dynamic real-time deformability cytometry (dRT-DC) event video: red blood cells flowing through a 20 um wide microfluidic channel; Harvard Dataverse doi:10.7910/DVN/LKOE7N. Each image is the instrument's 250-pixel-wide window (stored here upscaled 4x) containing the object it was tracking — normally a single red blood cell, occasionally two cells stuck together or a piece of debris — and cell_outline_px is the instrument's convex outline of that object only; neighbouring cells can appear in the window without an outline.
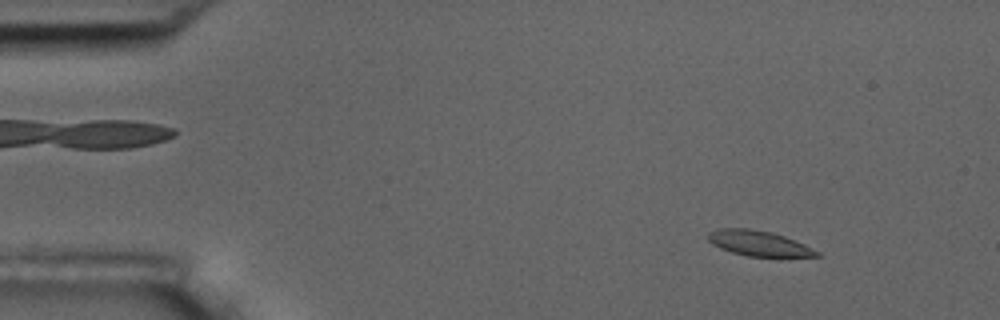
{"species": "common noctule bat (a hibernating species)", "species_latin": "Nyctalus noctula", "temperature_condition": "room temperature", "stored_images_in_passage": 55, "camera_frame_rate_fps": 3000, "um_per_image_px": 0.085, "animal": {"sex": "male", "body_mass_g": 17.5, "forearm_length_mm": 52.3}, "frame": {"image": 1, "passage_image": 6, "time_ms": 1.667, "image_size_px": [1000, 320], "cell_outline_px": [[820, 256], [748, 256], [732, 252], [720, 248], [712, 244], [708, 240], [708, 232], [720, 228], [748, 228], [772, 232], [784, 236], [804, 244], [820, 252]], "centroid_in_image_um": [64.46, 20.67], "position_along_channel_um": 20.5, "area_um2": 15.84}}
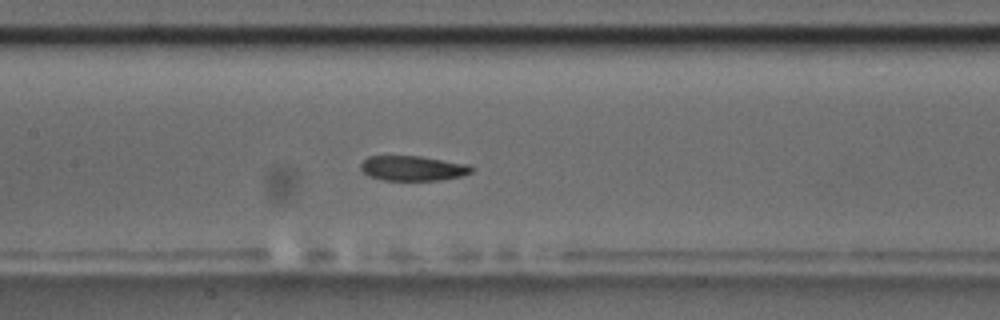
{"frame": {"image": 2, "passage_image": 26, "time_ms": 8.333, "image_size_px": [1000, 320], "cell_outline_px": [[472, 172], [464, 176], [444, 180], [384, 180], [368, 176], [360, 168], [360, 164], [368, 156], [420, 156], [468, 164], [472, 168]], "centroid_in_image_um": [35.1, 14.31], "position_along_channel_um": 172.3, "area_um2": 16.18}}
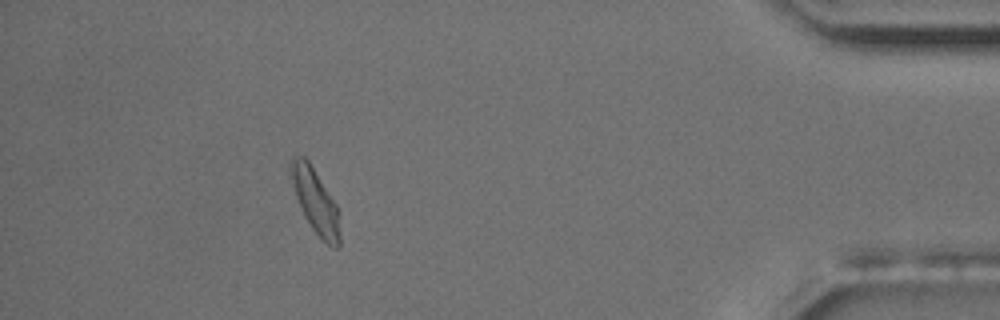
{"frame": {"image": 3, "passage_image": 50, "time_ms": 16.333, "image_size_px": [1000, 320], "cell_outline_px": [[340, 248], [332, 248], [312, 228], [304, 216], [296, 196], [288, 172], [288, 164], [292, 156], [304, 156], [308, 160], [336, 204], [340, 236]], "centroid_in_image_um": [26.76, 17.05], "position_along_channel_um": 408.4, "area_um2": 18.21}, "authors_computed_cell_mechanics": {"area_um2": 16.9354, "velocity_mm_per_s": 3.6116, "shape_relaxation_time_tau1_ms": null, "shape_relaxation_time_tau2_ms": 3.4779, "deformation_change_tau1": null, "deformation_change_tau2": 0.0767}}